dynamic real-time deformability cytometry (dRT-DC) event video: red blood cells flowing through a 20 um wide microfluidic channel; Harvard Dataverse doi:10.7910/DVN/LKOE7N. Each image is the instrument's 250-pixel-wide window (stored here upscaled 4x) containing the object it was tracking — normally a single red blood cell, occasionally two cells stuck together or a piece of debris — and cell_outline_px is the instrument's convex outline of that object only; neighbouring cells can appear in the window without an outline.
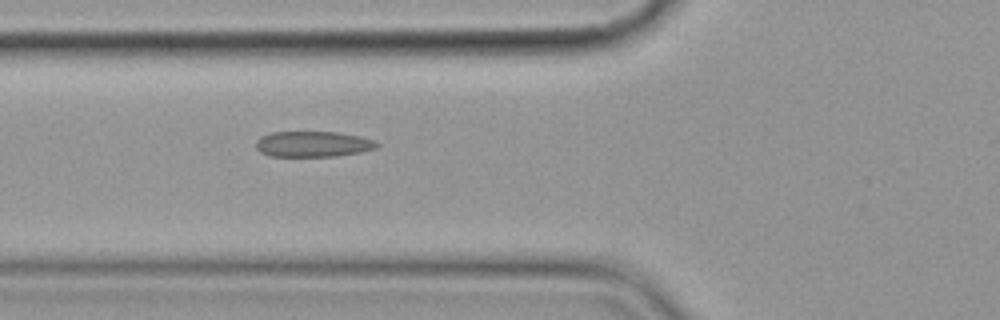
{"species": "common noctule bat (a hibernating species)", "species_latin": "Nyctalus noctula", "temperature_condition": "cold", "stored_images_in_passage": 3, "camera_frame_rate_fps": 3000, "um_per_image_px": 0.085, "animal": {"sex": "female", "body_mass_g": 19.9}, "frame": {"image": 1, "passage_image": 3, "time_ms": 2.333, "image_size_px": [1000, 320], "cell_outline_px": [[380, 144], [376, 148], [360, 152], [336, 156], [272, 156], [260, 152], [256, 148], [256, 140], [260, 136], [272, 132], [340, 132], [360, 136], [376, 140]], "centroid_in_image_um": [26.62, 12.24], "position_along_channel_um": 99.2, "area_um2": 18.21}}